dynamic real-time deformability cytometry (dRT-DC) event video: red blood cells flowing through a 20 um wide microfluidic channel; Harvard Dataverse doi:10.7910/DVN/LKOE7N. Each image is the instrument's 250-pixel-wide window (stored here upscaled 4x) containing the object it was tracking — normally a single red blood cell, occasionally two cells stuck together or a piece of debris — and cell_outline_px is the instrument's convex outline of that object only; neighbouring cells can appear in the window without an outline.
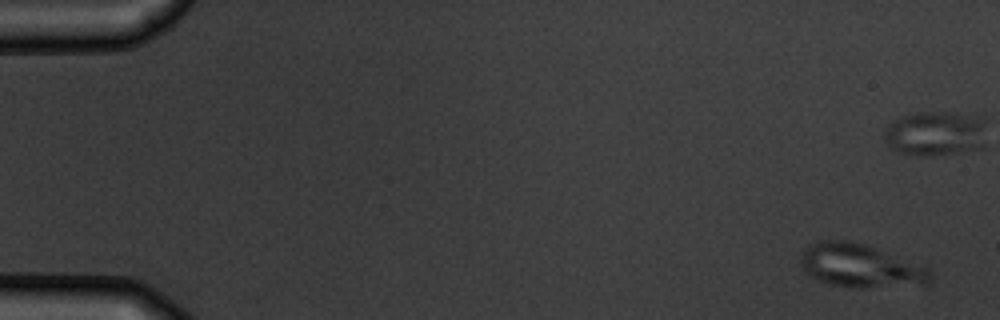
{"species": "common noctule bat (a hibernating species)", "species_latin": "Nyctalus noctula", "temperature_condition": "warm", "stored_images_in_passage": 7, "camera_frame_rate_fps": 3000, "um_per_image_px": 0.085, "animal": {"sex": "male", "body_mass_g": 19.5, "forearm_length_mm": 54.6}, "frame": {"image": 1, "passage_image": 1, "time_ms": 0.0, "image_size_px": [1000, 320], "cell_outline_px": [[932, 276], [928, 284], [860, 288], [856, 288], [828, 284], [804, 272], [800, 264], [800, 256], [804, 248], [820, 240], [848, 240], [864, 244], [876, 248], [928, 268], [932, 272]], "centroid_in_image_um": [73.1, 22.59], "position_along_channel_um": 11.9, "area_um2": 32.66}}